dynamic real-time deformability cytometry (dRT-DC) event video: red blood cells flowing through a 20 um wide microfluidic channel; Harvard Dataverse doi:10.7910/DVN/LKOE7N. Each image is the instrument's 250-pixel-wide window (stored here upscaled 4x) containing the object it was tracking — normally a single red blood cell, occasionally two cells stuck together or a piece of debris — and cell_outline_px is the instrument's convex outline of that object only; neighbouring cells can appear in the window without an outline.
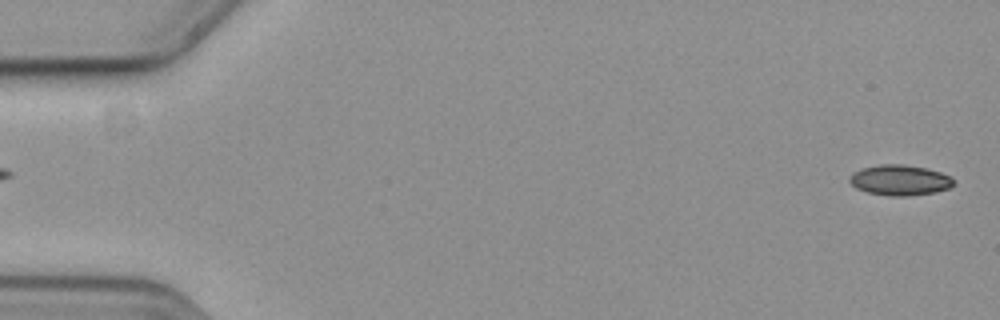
{"species": "common noctule bat (a hibernating species)", "species_latin": "Nyctalus noctula", "temperature_condition": "cold", "stored_images_in_passage": 57, "camera_frame_rate_fps": 3000, "um_per_image_px": 0.085, "animal": {"sex": "female", "body_mass_g": 19.3, "forearm_length_mm": 54.1}, "frame": {"image": 1, "passage_image": 2, "time_ms": 0.333, "image_size_px": [1000, 320], "cell_outline_px": [[952, 184], [948, 188], [932, 192], [908, 196], [892, 196], [868, 192], [856, 188], [848, 180], [852, 172], [860, 168], [880, 164], [904, 164], [924, 168], [940, 172], [948, 176], [952, 180]], "centroid_in_image_um": [76.41, 15.3], "position_along_channel_um": 8.6, "area_um2": 18.21}}
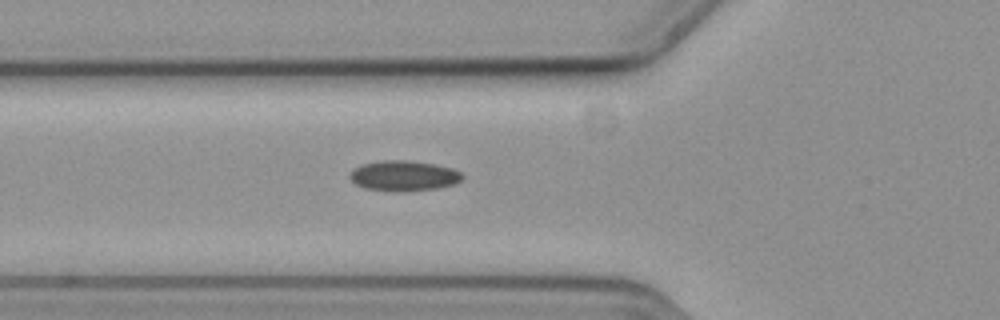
{"frame": {"image": 2, "passage_image": 21, "time_ms": 6.667, "image_size_px": [1000, 320], "cell_outline_px": [[464, 176], [456, 184], [436, 188], [404, 192], [392, 192], [364, 188], [356, 184], [348, 176], [360, 164], [380, 160], [408, 160], [432, 164], [452, 168], [460, 172]], "centroid_in_image_um": [34.31, 14.95], "position_along_channel_um": 91.5, "area_um2": 20.0}}
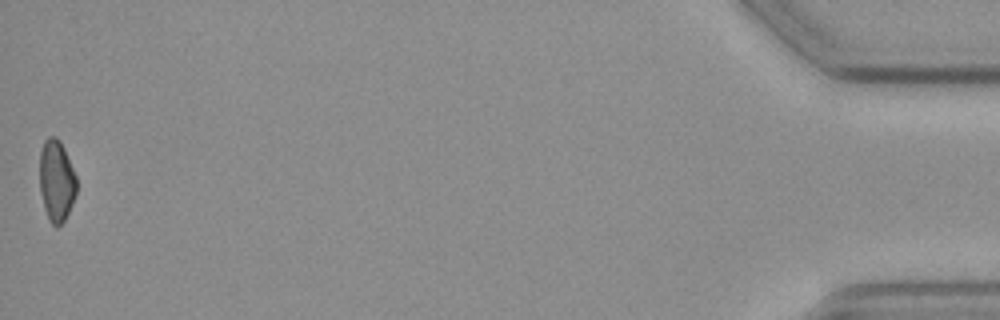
{"frame": {"image": 3, "passage_image": 57, "time_ms": 18.667, "image_size_px": [1000, 320], "cell_outline_px": [[76, 192], [68, 212], [64, 220], [56, 228], [48, 220], [44, 208], [40, 192], [40, 152], [44, 140], [48, 136], [56, 136], [60, 140], [64, 148], [76, 176]], "centroid_in_image_um": [4.78, 15.35], "position_along_channel_um": 430.4, "area_um2": 17.51}}